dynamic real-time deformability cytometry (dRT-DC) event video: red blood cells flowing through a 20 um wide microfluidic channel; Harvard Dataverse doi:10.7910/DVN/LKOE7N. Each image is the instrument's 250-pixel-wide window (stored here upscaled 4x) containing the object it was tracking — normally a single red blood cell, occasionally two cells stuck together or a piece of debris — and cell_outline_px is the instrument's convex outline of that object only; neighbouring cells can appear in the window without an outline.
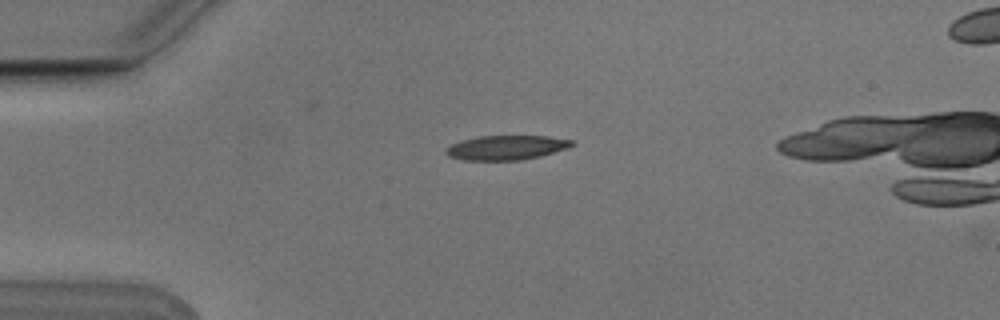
{"species": "Egyptian fruit bat (a non-hibernating species)", "species_latin": "Rousettus aegyptiacus", "temperature_condition": "cold", "stored_images_in_passage": 5, "camera_frame_rate_fps": 3000, "um_per_image_px": 0.085, "animal": {"sex": "male"}, "frame": {"image": 1, "passage_image": 1, "time_ms": 0.0, "image_size_px": [1000, 320], "cell_outline_px": [[576, 144], [568, 148], [540, 156], [524, 160], [464, 160], [448, 156], [444, 152], [444, 148], [460, 140], [480, 136], [548, 136], [572, 140]], "centroid_in_image_um": [43.02, 12.54], "position_along_channel_um": 42.0, "area_um2": 18.09}}
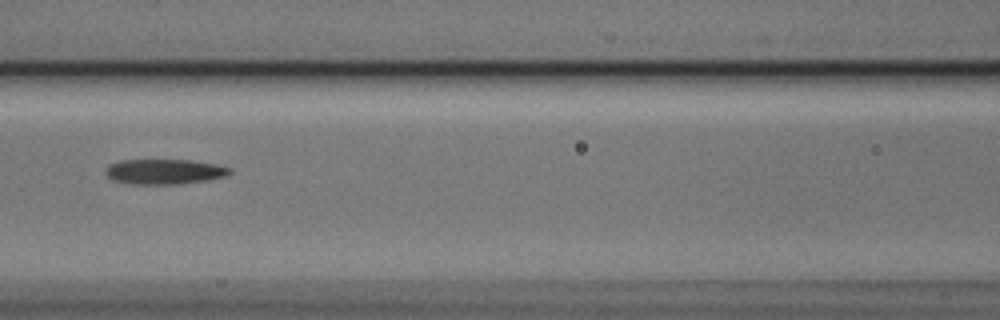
{"frame": {"image": 2, "passage_image": 4, "time_ms": 1.0, "image_size_px": [1000, 320], "cell_outline_px": [[232, 172], [228, 176], [208, 180], [176, 184], [132, 184], [112, 180], [104, 172], [108, 164], [120, 160], [188, 160], [216, 164], [232, 168]], "centroid_in_image_um": [13.98, 14.59], "position_along_channel_um": 152.6, "area_um2": 18.32}}
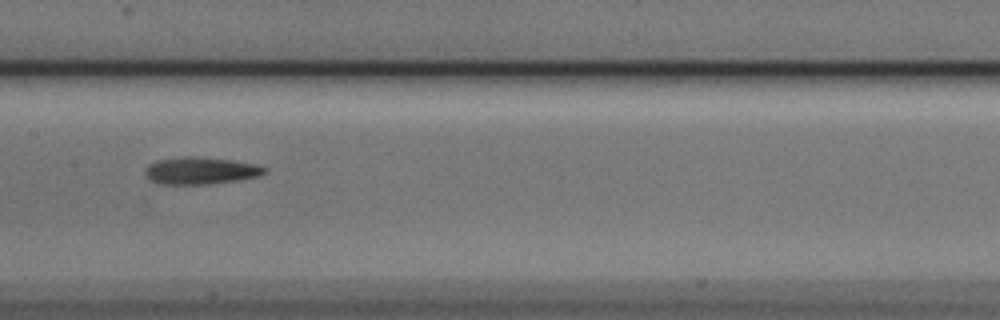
{"frame": {"image": 3, "passage_image": 5, "time_ms": 1.333, "image_size_px": [1000, 320], "cell_outline_px": [[268, 172], [260, 176], [240, 180], [208, 184], [160, 184], [148, 180], [144, 172], [148, 164], [156, 160], [180, 156], [196, 156], [232, 160], [256, 164], [268, 168]], "centroid_in_image_um": [17.06, 14.5], "position_along_channel_um": 190.3, "area_um2": 19.31}}